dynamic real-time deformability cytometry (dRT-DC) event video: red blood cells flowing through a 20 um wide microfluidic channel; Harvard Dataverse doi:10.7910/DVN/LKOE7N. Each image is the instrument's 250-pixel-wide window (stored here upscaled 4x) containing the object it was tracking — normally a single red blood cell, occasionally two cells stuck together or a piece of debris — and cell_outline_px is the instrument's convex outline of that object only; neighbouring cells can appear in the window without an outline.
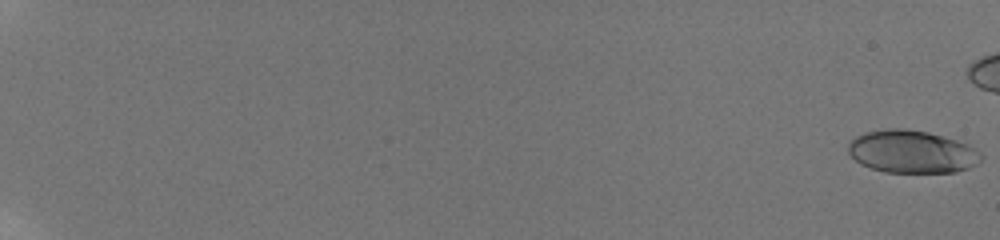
{"species": "human", "species_latin": "Homo sapiens", "temperature_condition": "room temperature", "stored_images_in_passage": 49, "camera_frame_rate_fps": 3000, "um_per_image_px": 0.085, "donor": {"sex": "male"}, "frame": {"image": 1, "passage_image": 1, "time_ms": 0.0, "image_size_px": [1000, 240], "cell_outline_px": [[984, 156], [976, 164], [968, 168], [956, 172], [884, 172], [860, 164], [848, 152], [848, 144], [856, 136], [864, 132], [888, 128], [904, 128], [928, 132], [956, 140], [968, 144], [980, 152]], "centroid_in_image_um": [77.51, 12.89], "position_along_channel_um": 7.5, "area_um2": 33.06}}
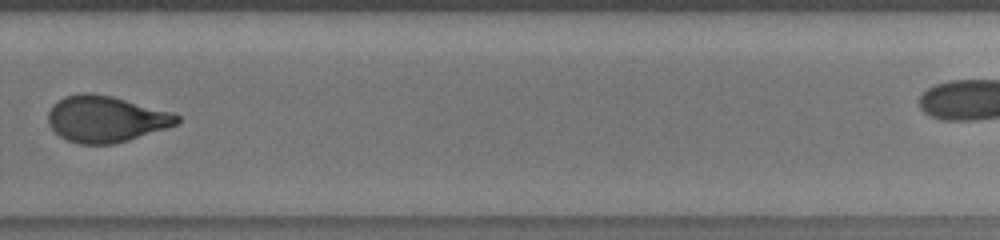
{"frame": {"image": 2, "passage_image": 43, "time_ms": 15.0, "image_size_px": [1000, 240], "cell_outline_px": [[180, 124], [168, 128], [128, 140], [112, 144], [80, 144], [68, 140], [60, 136], [48, 124], [48, 112], [52, 104], [64, 96], [84, 92], [112, 96], [176, 112], [180, 116]], "centroid_in_image_um": [9.04, 10.1], "position_along_channel_um": 320.8, "area_um2": 35.14}}
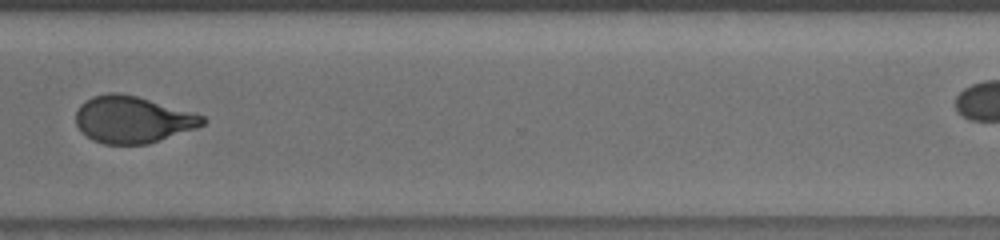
{"frame": {"image": 3, "passage_image": 45, "time_ms": 16.0, "image_size_px": [1000, 240], "cell_outline_px": [[208, 120], [204, 124], [196, 128], [148, 144], [104, 144], [92, 140], [80, 132], [76, 124], [76, 112], [80, 104], [84, 100], [92, 96], [108, 92], [120, 92], [136, 96], [204, 116]], "centroid_in_image_um": [11.22, 10.16], "position_along_channel_um": 359.4, "area_um2": 34.62}}